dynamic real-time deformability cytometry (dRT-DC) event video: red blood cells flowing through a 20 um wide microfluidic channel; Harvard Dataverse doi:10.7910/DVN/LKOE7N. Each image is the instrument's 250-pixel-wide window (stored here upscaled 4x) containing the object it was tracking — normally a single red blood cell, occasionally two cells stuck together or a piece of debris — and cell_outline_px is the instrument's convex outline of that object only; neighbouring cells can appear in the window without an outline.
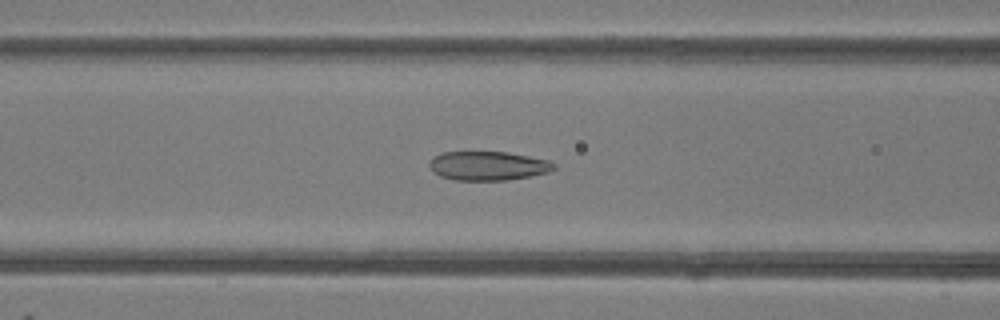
{"species": "common noctule bat (a hibernating species)", "species_latin": "Nyctalus noctula", "temperature_condition": "room temperature", "stored_images_in_passage": 44, "camera_frame_rate_fps": 3000, "um_per_image_px": 0.085, "animal": {"sex": "female"}, "frame": {"image": 1, "passage_image": 15, "time_ms": 4.667, "image_size_px": [1000, 320], "cell_outline_px": [[556, 168], [548, 172], [508, 180], [456, 180], [440, 176], [432, 172], [428, 168], [428, 164], [432, 156], [444, 152], [508, 152], [548, 160], [556, 164]], "centroid_in_image_um": [41.43, 14.09], "position_along_channel_um": 125.2, "area_um2": 21.15}}
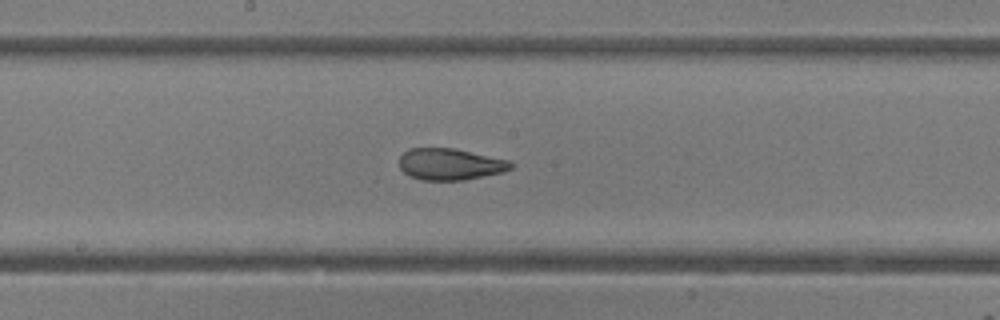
{"frame": {"image": 2, "passage_image": 21, "time_ms": 6.667, "image_size_px": [1000, 320], "cell_outline_px": [[516, 164], [512, 168], [504, 172], [464, 180], [420, 180], [408, 176], [400, 168], [400, 156], [408, 148], [452, 148], [508, 160]], "centroid_in_image_um": [38.26, 13.97], "position_along_channel_um": 209.9, "area_um2": 20.58}}
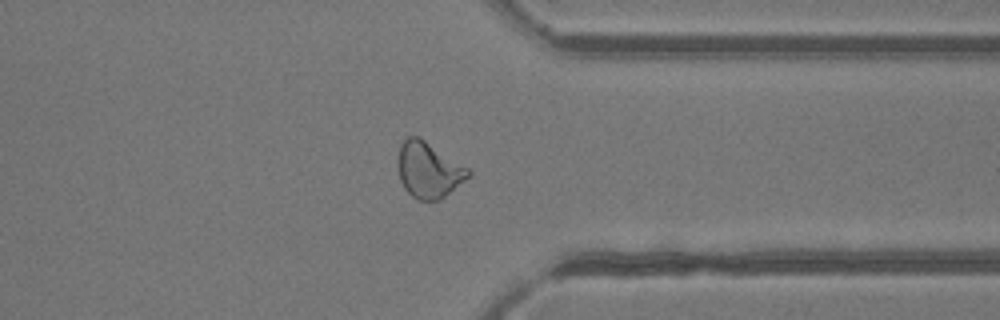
{"frame": {"image": 3, "passage_image": 33, "time_ms": 10.667, "image_size_px": [1000, 320], "cell_outline_px": [[472, 172], [464, 180], [440, 200], [420, 200], [412, 196], [404, 188], [400, 180], [396, 164], [396, 160], [400, 144], [408, 136], [416, 136], [424, 140], [468, 168]], "centroid_in_image_um": [36.37, 14.44], "position_along_channel_um": 375.0, "area_um2": 22.66}, "authors_computed_cell_mechanics": {"area_um2": 22.6576, "velocity_mm_per_s": 4.2248, "shape_relaxation_time_tau1_ms": 6.1428, "shape_relaxation_time_tau2_ms": 1.1761, "deformation_change_tau1": 0.179, "deformation_change_tau2": 0.0746}}